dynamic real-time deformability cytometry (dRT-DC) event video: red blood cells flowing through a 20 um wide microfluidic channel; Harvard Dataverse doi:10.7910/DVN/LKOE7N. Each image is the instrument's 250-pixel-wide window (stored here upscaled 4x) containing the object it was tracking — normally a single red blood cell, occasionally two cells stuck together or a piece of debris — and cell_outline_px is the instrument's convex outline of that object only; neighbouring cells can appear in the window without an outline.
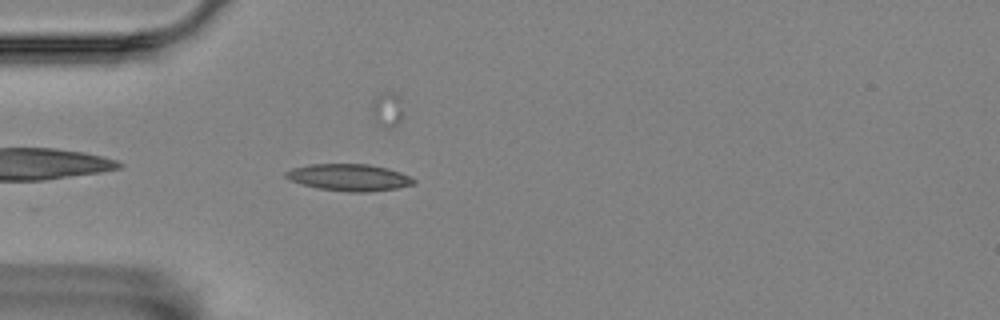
{"species": "Egyptian fruit bat (a non-hibernating species)", "species_latin": "Rousettus aegyptiacus", "temperature_condition": "room temperature", "stored_images_in_passage": 44, "camera_frame_rate_fps": 3000, "um_per_image_px": 0.085, "animal": {"sex": "female"}, "frame": {"image": 1, "passage_image": 3, "time_ms": 0.667, "image_size_px": [1000, 320], "cell_outline_px": [[416, 180], [412, 184], [396, 188], [364, 192], [352, 192], [316, 188], [300, 184], [284, 176], [284, 172], [292, 168], [308, 164], [368, 164], [388, 168], [400, 172]], "centroid_in_image_um": [29.62, 15.07], "position_along_channel_um": 55.4, "area_um2": 19.88}}
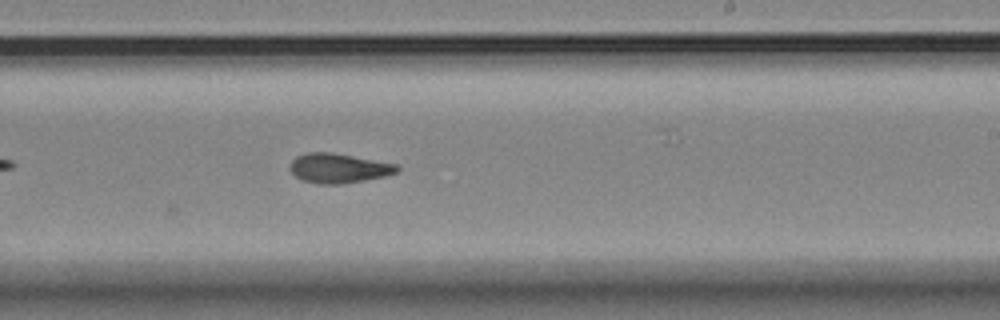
{"frame": {"image": 2, "passage_image": 21, "time_ms": 6.667, "image_size_px": [1000, 320], "cell_outline_px": [[400, 168], [396, 172], [384, 176], [364, 180], [340, 184], [316, 184], [300, 180], [288, 168], [292, 160], [296, 156], [308, 152], [328, 152], [352, 156], [396, 164]], "centroid_in_image_um": [28.72, 14.3], "position_along_channel_um": 260.3, "area_um2": 18.32}}
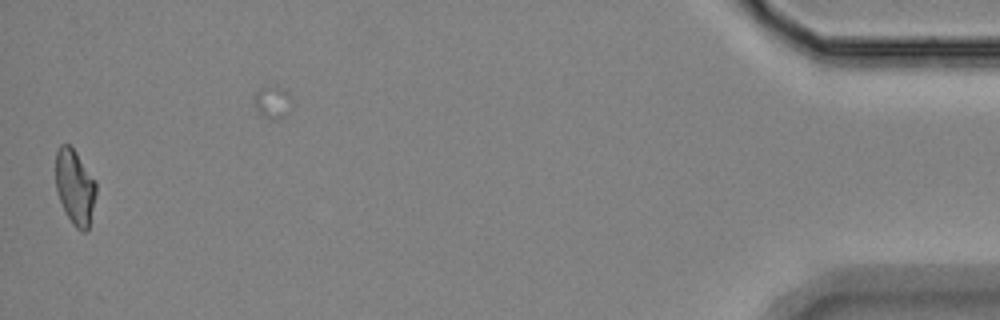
{"frame": {"image": 3, "passage_image": 43, "time_ms": 14.0, "image_size_px": [1000, 320], "cell_outline_px": [[96, 192], [88, 232], [80, 232], [72, 224], [60, 200], [56, 188], [56, 152], [60, 144], [68, 144], [76, 152], [96, 180]], "centroid_in_image_um": [6.38, 15.91], "position_along_channel_um": 428.8, "area_um2": 17.69}, "authors_computed_cell_mechanics": {"area_um2": 18.2648, "velocity_mm_per_s": 3.502, "shape_relaxation_time_tau1_ms": 9.1565, "shape_relaxation_time_tau2_ms": 2.5308, "deformation_change_tau1": 0.2108, "deformation_change_tau2": 0.1018}}